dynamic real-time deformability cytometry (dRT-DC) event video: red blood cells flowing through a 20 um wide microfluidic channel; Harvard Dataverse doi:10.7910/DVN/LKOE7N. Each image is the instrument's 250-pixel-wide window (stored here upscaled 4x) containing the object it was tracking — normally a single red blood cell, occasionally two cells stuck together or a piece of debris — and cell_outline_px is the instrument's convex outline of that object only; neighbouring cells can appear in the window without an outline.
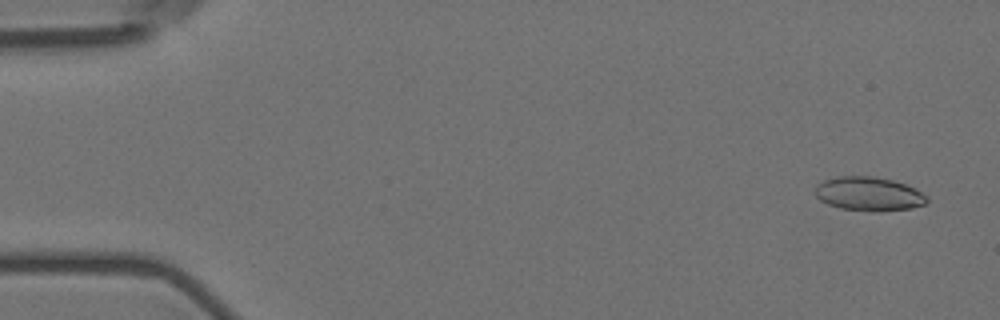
{"species": "Egyptian fruit bat (a non-hibernating species)", "species_latin": "Rousettus aegyptiacus", "temperature_condition": "room temperature", "stored_images_in_passage": 5, "camera_frame_rate_fps": 3000, "um_per_image_px": 0.085, "animal": {"sex": "female"}, "frame": {"image": 1, "passage_image": 1, "time_ms": 0.0, "image_size_px": [1000, 320], "cell_outline_px": [[928, 204], [912, 208], [876, 212], [872, 212], [840, 208], [828, 204], [820, 200], [812, 192], [816, 184], [824, 180], [836, 176], [872, 176], [892, 180], [916, 188], [928, 196]], "centroid_in_image_um": [73.84, 16.48], "position_along_channel_um": 11.2, "area_um2": 22.54}}
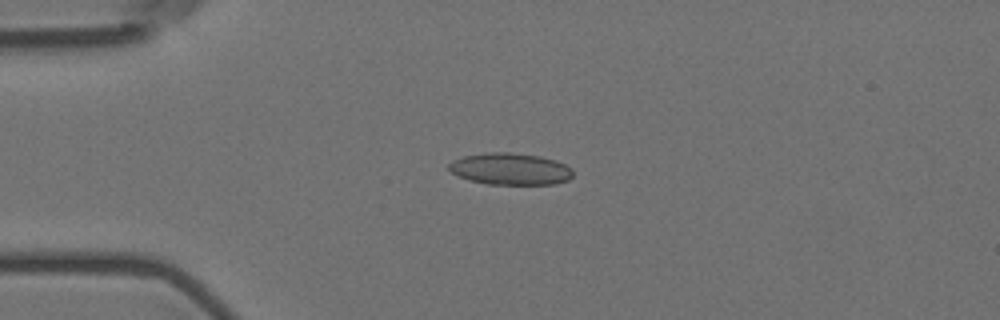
{"frame": {"image": 2, "passage_image": 4, "time_ms": 1.0, "image_size_px": [1000, 320], "cell_outline_px": [[572, 176], [568, 180], [556, 184], [488, 184], [472, 180], [460, 176], [452, 172], [448, 168], [448, 164], [452, 160], [464, 156], [484, 152], [508, 152], [540, 156], [556, 160], [572, 168]], "centroid_in_image_um": [43.39, 14.35], "position_along_channel_um": 41.6, "area_um2": 22.95}}